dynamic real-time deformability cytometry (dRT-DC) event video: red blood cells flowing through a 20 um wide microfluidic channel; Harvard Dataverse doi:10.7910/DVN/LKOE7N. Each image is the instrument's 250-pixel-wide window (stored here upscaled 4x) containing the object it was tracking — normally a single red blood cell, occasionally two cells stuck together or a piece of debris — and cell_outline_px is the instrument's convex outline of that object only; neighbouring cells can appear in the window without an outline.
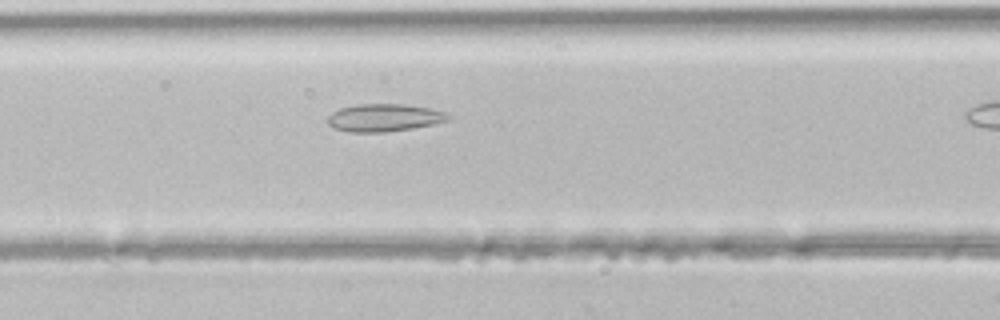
{"species": "common noctule bat (a hibernating species)", "species_latin": "Nyctalus noctula", "temperature_condition": "room temperature", "stored_images_in_passage": 16, "camera_frame_rate_fps": 3000, "um_per_image_px": 0.085, "animal": {"sex": "male", "body_mass_g": 21.5, "forearm_length_mm": 52.0}, "frame": {"image": 1, "passage_image": 10, "time_ms": 3.0, "image_size_px": [1000, 320], "cell_outline_px": [[452, 116], [448, 120], [436, 124], [412, 128], [384, 132], [348, 132], [332, 128], [328, 124], [328, 116], [332, 112], [340, 108], [356, 104], [404, 104], [428, 108], [444, 112]], "centroid_in_image_um": [32.63, 10.01], "position_along_channel_um": 134.0, "area_um2": 19.48}}